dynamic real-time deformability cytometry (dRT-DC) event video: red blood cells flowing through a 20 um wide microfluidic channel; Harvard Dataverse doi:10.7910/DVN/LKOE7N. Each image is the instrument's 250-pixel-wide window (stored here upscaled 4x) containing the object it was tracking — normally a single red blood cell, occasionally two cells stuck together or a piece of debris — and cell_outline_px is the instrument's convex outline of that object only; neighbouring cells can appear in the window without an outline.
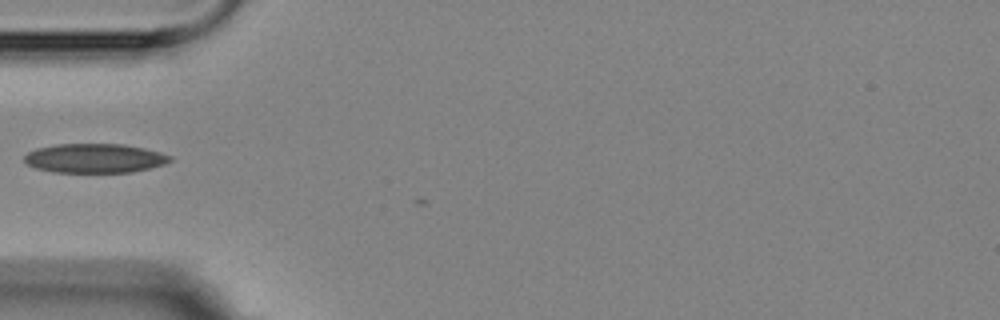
{"species": "Egyptian fruit bat (a non-hibernating species)", "species_latin": "Rousettus aegyptiacus", "temperature_condition": "room temperature", "stored_images_in_passage": 2, "camera_frame_rate_fps": 3000, "um_per_image_px": 0.085, "animal": {"sex": "female"}, "frame": {"image": 1, "passage_image": 1, "time_ms": 0.0, "image_size_px": [1000, 320], "cell_outline_px": [[172, 160], [164, 164], [132, 172], [52, 172], [36, 168], [28, 164], [24, 160], [24, 156], [28, 152], [36, 148], [56, 144], [124, 144], [144, 148], [160, 152], [172, 156]], "centroid_in_image_um": [8.04, 13.44], "position_along_channel_um": 77.0, "area_um2": 24.8}}
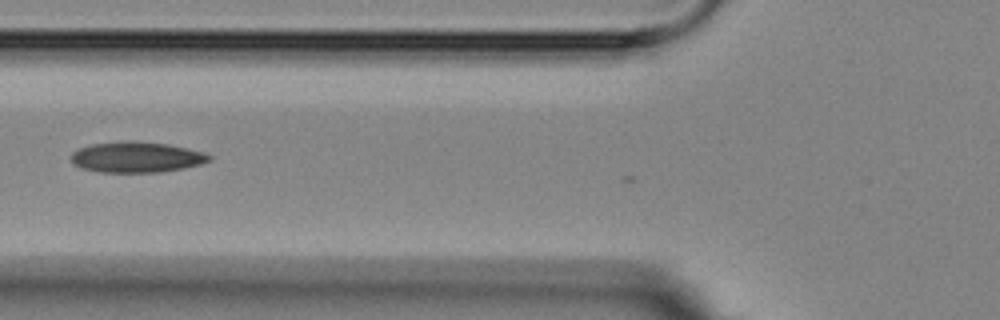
{"frame": {"image": 2, "passage_image": 2, "time_ms": 1.0, "image_size_px": [1000, 320], "cell_outline_px": [[212, 160], [200, 164], [184, 168], [160, 172], [100, 172], [84, 168], [76, 164], [72, 160], [72, 152], [80, 148], [92, 144], [124, 140], [132, 140], [168, 144], [204, 152], [212, 156]], "centroid_in_image_um": [11.65, 13.34], "position_along_channel_um": 114.2, "area_um2": 24.62}}